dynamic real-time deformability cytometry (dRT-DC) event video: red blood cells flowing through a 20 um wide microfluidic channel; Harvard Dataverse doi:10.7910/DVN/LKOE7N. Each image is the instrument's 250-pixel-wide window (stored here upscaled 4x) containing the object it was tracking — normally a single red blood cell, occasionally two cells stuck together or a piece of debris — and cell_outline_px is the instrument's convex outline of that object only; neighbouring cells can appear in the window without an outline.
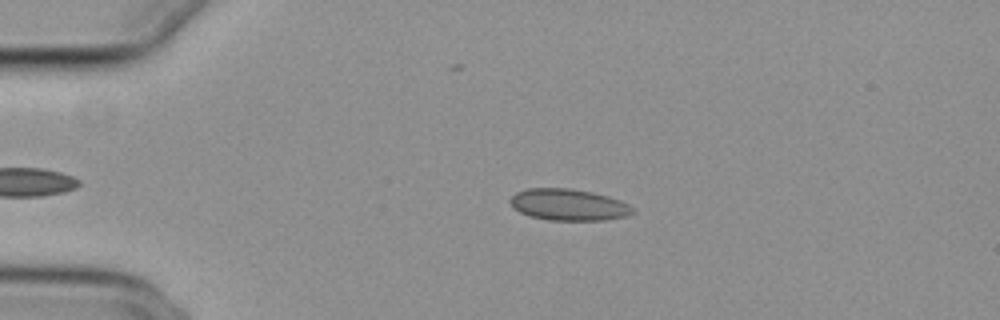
{"species": "common noctule bat (a hibernating species)", "species_latin": "Nyctalus noctula", "temperature_condition": "cold", "stored_images_in_passage": 41, "camera_frame_rate_fps": 3000, "um_per_image_px": 0.085, "animal": {"sex": "female", "body_mass_g": 29.2, "forearm_length_mm": 56.3}, "frame": {"image": 1, "passage_image": 5, "time_ms": 1.333, "image_size_px": [1000, 320], "cell_outline_px": [[636, 212], [628, 216], [604, 220], [548, 220], [528, 216], [512, 208], [508, 200], [516, 192], [528, 188], [572, 188], [592, 192], [608, 196], [620, 200], [636, 208]], "centroid_in_image_um": [48.33, 17.4], "position_along_channel_um": 36.7, "area_um2": 22.89}}
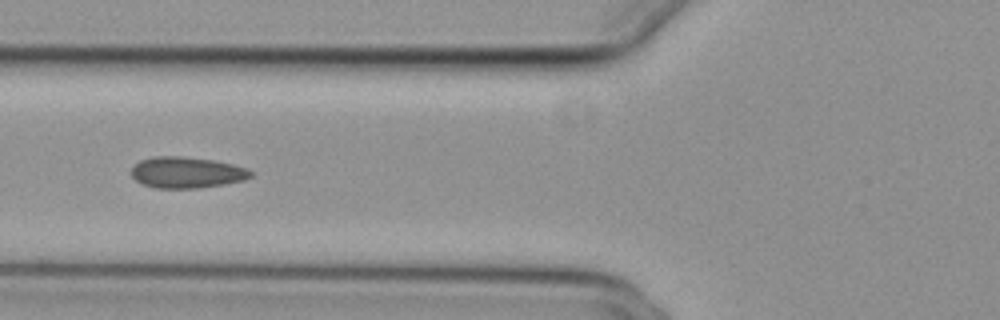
{"frame": {"image": 2, "passage_image": 14, "time_ms": 4.333, "image_size_px": [1000, 320], "cell_outline_px": [[252, 176], [244, 180], [224, 184], [200, 188], [156, 188], [144, 184], [136, 180], [132, 176], [132, 168], [140, 160], [152, 156], [184, 156], [212, 160], [232, 164], [248, 168], [252, 172]], "centroid_in_image_um": [15.88, 14.65], "position_along_channel_um": 109.9, "area_um2": 21.68}}
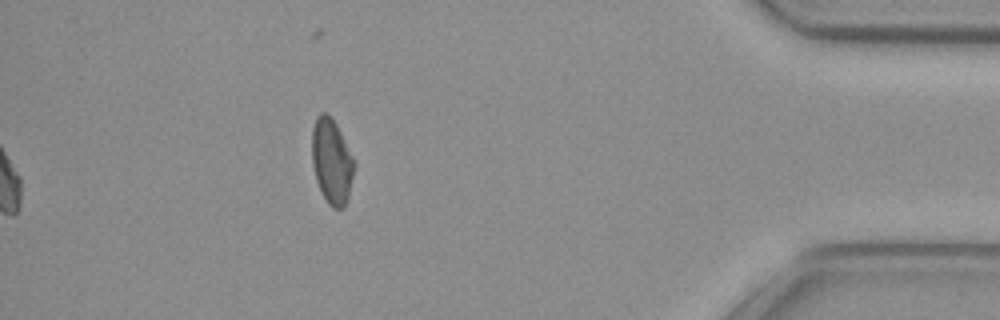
{"frame": {"image": 3, "passage_image": 41, "time_ms": 13.333, "image_size_px": [1000, 320], "cell_outline_px": [[356, 164], [348, 196], [344, 208], [332, 208], [328, 204], [316, 180], [312, 164], [312, 128], [316, 116], [320, 112], [324, 112], [336, 124], [356, 160]], "centroid_in_image_um": [28.21, 13.7], "position_along_channel_um": 407.0, "area_um2": 21.04}, "authors_computed_cell_mechanics": {"area_um2": 21.2704, "velocity_mm_per_s": 3.84, "shape_relaxation_time_tau1_ms": null, "shape_relaxation_time_tau2_ms": 2.22, "deformation_change_tau1": null, "deformation_change_tau2": 0.0643}}